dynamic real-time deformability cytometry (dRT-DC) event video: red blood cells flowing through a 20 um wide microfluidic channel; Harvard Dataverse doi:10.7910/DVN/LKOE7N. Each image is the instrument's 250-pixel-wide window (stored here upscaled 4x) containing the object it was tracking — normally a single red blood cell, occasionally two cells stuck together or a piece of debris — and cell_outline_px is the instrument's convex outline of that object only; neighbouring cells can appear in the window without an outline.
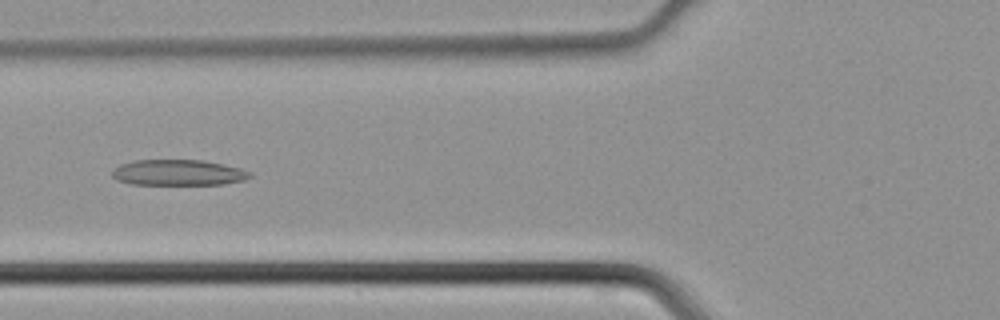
{"species": "common noctule bat (a hibernating species)", "species_latin": "Nyctalus noctula", "temperature_condition": "cold", "stored_images_in_passage": 44, "camera_frame_rate_fps": 3000, "um_per_image_px": 0.085, "animal": {"sex": "male", "body_mass_g": 21.5, "forearm_length_mm": 52.0}, "frame": {"image": 1, "passage_image": 17, "time_ms": 5.333, "image_size_px": [1000, 320], "cell_outline_px": [[252, 176], [244, 180], [224, 184], [132, 184], [116, 180], [112, 176], [112, 168], [120, 164], [132, 160], [204, 160], [224, 164], [240, 168], [252, 172]], "centroid_in_image_um": [15.14, 14.66], "position_along_channel_um": 110.7, "area_um2": 20.87}}
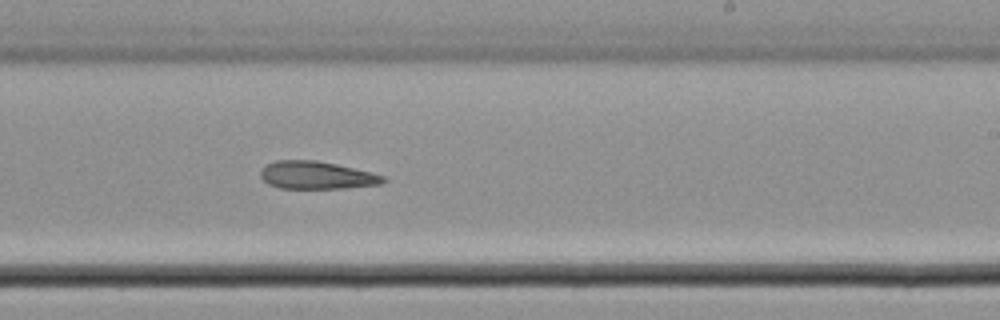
{"frame": {"image": 2, "passage_image": 27, "time_ms": 8.667, "image_size_px": [1000, 320], "cell_outline_px": [[388, 180], [384, 184], [344, 188], [280, 188], [268, 184], [260, 176], [260, 172], [264, 164], [276, 160], [316, 160], [336, 164], [372, 172], [384, 176]], "centroid_in_image_um": [26.92, 14.89], "position_along_channel_um": 262.1, "area_um2": 20.0}}
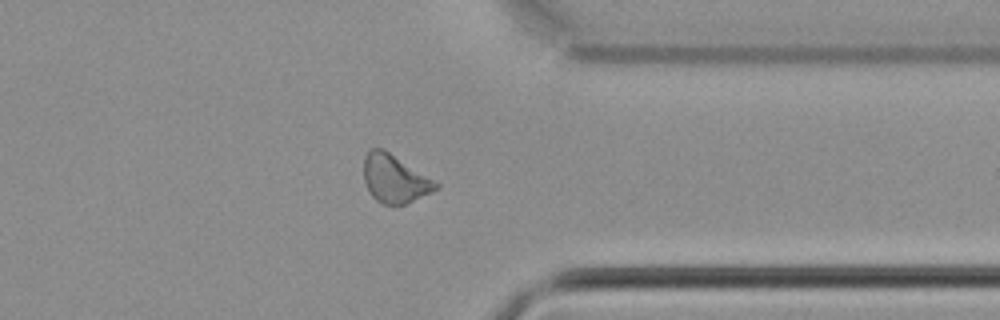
{"frame": {"image": 3, "passage_image": 35, "time_ms": 11.333, "image_size_px": [1000, 320], "cell_outline_px": [[440, 188], [432, 192], [404, 204], [384, 204], [376, 200], [372, 196], [364, 180], [364, 156], [368, 148], [380, 148], [388, 152], [440, 184]], "centroid_in_image_um": [33.53, 15.19], "position_along_channel_um": 377.9, "area_um2": 19.77}}